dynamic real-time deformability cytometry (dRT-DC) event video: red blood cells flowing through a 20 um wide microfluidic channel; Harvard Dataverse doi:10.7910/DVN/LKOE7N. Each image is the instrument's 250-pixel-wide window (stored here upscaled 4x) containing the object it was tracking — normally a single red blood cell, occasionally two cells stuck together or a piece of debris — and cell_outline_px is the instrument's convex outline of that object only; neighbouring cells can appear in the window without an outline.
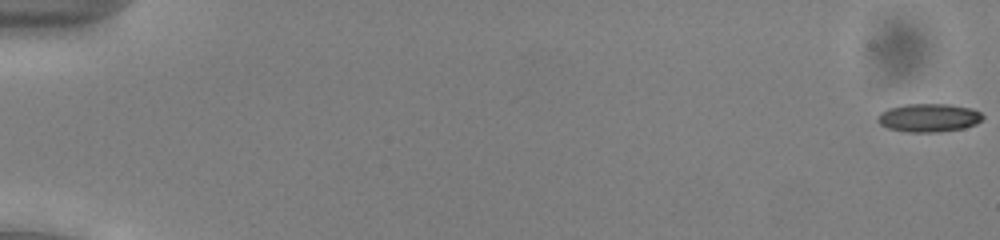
{"species": "common noctule bat (a hibernating species)", "species_latin": "Nyctalus noctula", "temperature_condition": "cold", "stored_images_in_passage": 54, "camera_frame_rate_fps": 3000, "um_per_image_px": 0.085, "animal": {"sex": "male", "body_mass_g": 13.0, "forearm_length_mm": 53.1}, "frame": {"image": 1, "passage_image": 1, "time_ms": 0.0, "image_size_px": [1000, 240], "cell_outline_px": [[984, 116], [976, 124], [964, 128], [936, 132], [908, 132], [888, 128], [880, 124], [876, 120], [876, 116], [880, 112], [888, 108], [908, 104], [948, 104], [972, 108], [980, 112]], "centroid_in_image_um": [78.92, 10.0], "position_along_channel_um": 6.1, "area_um2": 17.4}}
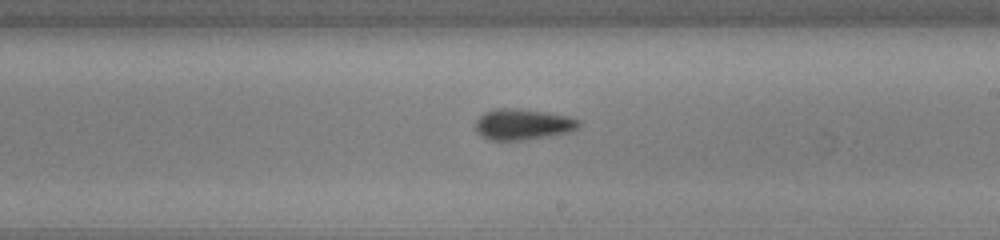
{"frame": {"image": 2, "passage_image": 33, "time_ms": 10.667, "image_size_px": [1000, 240], "cell_outline_px": [[580, 124], [572, 132], [552, 136], [524, 140], [488, 140], [476, 132], [476, 120], [484, 112], [496, 108], [516, 108], [544, 112], [564, 116], [580, 120]], "centroid_in_image_um": [44.42, 10.58], "position_along_channel_um": 244.6, "area_um2": 18.67}}
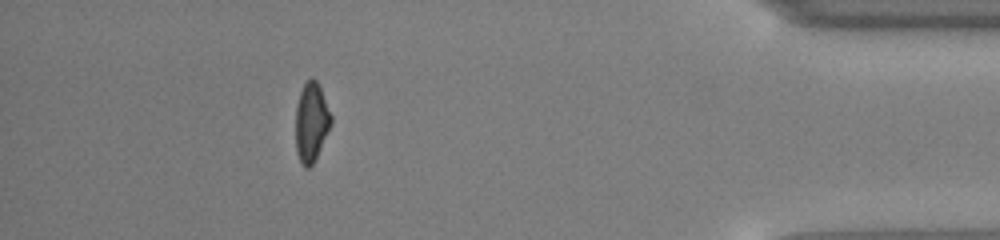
{"frame": {"image": 3, "passage_image": 49, "time_ms": 16.0, "image_size_px": [1000, 240], "cell_outline_px": [[332, 124], [312, 164], [308, 168], [304, 168], [296, 152], [296, 104], [300, 92], [304, 84], [312, 76], [316, 80], [320, 88], [332, 116]], "centroid_in_image_um": [26.46, 10.37], "position_along_channel_um": 408.7, "area_um2": 16.18}, "authors_computed_cell_mechanics": {"area_um2": 17.5423, "velocity_mm_per_s": 3.9485, "shape_relaxation_time_tau1_ms": 2.9913, "shape_relaxation_time_tau2_ms": 3.5308, "deformation_change_tau1": 0.1221, "deformation_change_tau2": 0.0958}}